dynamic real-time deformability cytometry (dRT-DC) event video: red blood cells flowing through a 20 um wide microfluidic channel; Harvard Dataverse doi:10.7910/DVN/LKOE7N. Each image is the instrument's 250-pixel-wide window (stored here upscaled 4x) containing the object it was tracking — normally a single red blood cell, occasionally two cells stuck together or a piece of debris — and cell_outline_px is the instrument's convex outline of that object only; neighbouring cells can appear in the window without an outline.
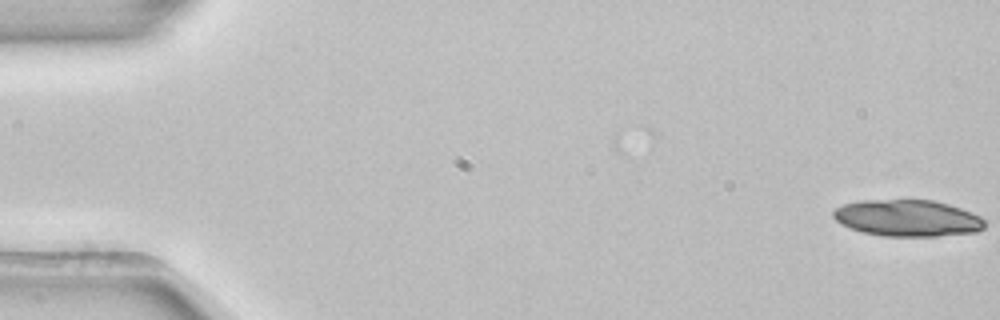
{"species": "common noctule bat (a hibernating species)", "species_latin": "Nyctalus noctula", "temperature_condition": "room temperature", "stored_images_in_passage": 54, "segment_of_instrument_passage": [1, 2], "camera_frame_rate_fps": 3000, "um_per_image_px": 0.085, "animal": {"sex": "female", "body_mass_g": 22.7, "forearm_length_mm": 54.2}, "frame": {"image": 1, "passage_image": 1, "time_ms": 0.0, "image_size_px": [1000, 320], "cell_outline_px": [[984, 228], [976, 232], [936, 236], [884, 236], [864, 232], [840, 224], [832, 216], [832, 212], [836, 208], [844, 204], [860, 200], [932, 200], [948, 204], [972, 212], [980, 216], [984, 220]], "centroid_in_image_um": [77.14, 18.53], "position_along_channel_um": 7.9, "area_um2": 32.19}}